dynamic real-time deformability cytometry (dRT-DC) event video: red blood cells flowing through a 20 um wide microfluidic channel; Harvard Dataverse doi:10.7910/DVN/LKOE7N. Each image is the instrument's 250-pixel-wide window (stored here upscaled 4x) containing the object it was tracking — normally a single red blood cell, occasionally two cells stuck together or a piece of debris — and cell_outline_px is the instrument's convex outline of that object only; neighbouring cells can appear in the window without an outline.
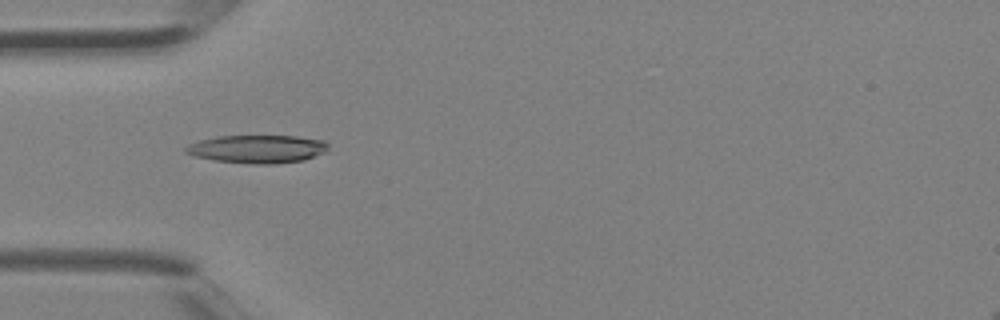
{"species": "Egyptian fruit bat (a non-hibernating species)", "species_latin": "Rousettus aegyptiacus", "temperature_condition": "room temperature", "stored_images_in_passage": 4, "camera_frame_rate_fps": 3000, "um_per_image_px": 0.085, "animal": {"sex": "female"}, "frame": {"image": 1, "passage_image": 4, "time_ms": 1.0, "image_size_px": [1000, 320], "cell_outline_px": [[328, 148], [324, 152], [304, 160], [272, 164], [248, 164], [212, 160], [192, 156], [184, 152], [184, 148], [188, 144], [200, 140], [216, 136], [296, 136], [324, 140], [328, 144]], "centroid_in_image_um": [21.82, 12.67], "position_along_channel_um": 63.2, "area_um2": 23.52}}